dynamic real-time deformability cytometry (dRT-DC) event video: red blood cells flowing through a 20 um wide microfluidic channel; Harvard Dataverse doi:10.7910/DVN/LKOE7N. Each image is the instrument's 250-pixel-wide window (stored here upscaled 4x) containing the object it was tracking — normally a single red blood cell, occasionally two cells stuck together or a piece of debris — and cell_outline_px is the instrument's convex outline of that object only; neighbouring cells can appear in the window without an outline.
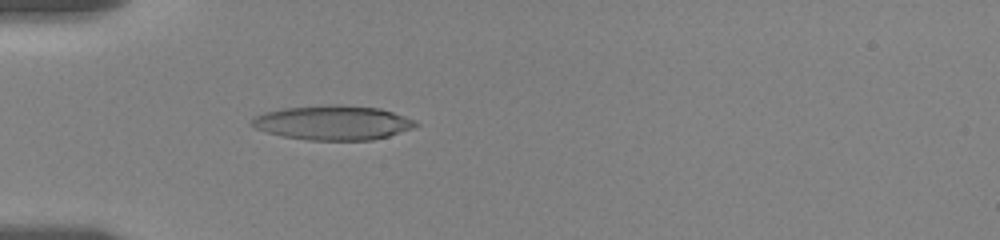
{"species": "human", "species_latin": "Homo sapiens", "temperature_condition": "room temperature", "stored_images_in_passage": 40, "camera_frame_rate_fps": 3000, "um_per_image_px": 0.085, "donor": {"sex": "female"}, "frame": {"image": 1, "passage_image": 1, "time_ms": 0.0, "image_size_px": [1000, 240], "cell_outline_px": [[420, 124], [412, 128], [388, 136], [372, 140], [308, 140], [284, 136], [264, 132], [248, 124], [252, 116], [264, 112], [284, 108], [332, 104], [340, 104], [380, 108], [416, 120]], "centroid_in_image_um": [28.26, 10.42], "position_along_channel_um": 56.7, "area_um2": 33.12}}
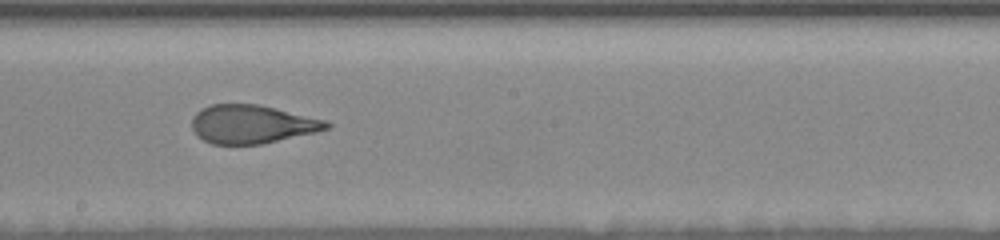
{"frame": {"image": 2, "passage_image": 14, "time_ms": 5.0, "image_size_px": [1000, 240], "cell_outline_px": [[332, 124], [328, 128], [316, 132], [260, 144], [212, 144], [196, 136], [192, 128], [192, 116], [200, 108], [212, 104], [260, 104], [328, 120]], "centroid_in_image_um": [21.41, 10.54], "position_along_channel_um": 226.8, "area_um2": 30.4}}
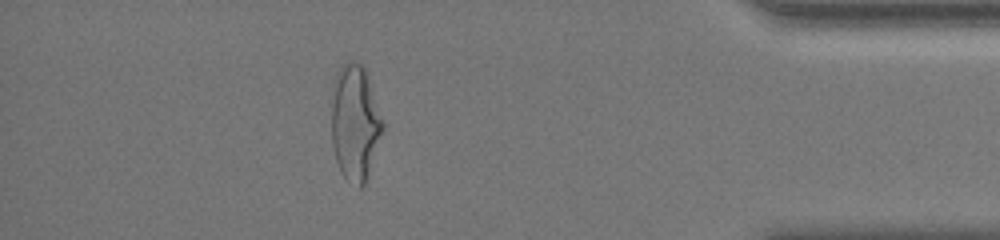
{"frame": {"image": 3, "passage_image": 33, "time_ms": 11.0, "image_size_px": [1000, 240], "cell_outline_px": [[384, 128], [364, 184], [360, 188], [344, 176], [340, 172], [336, 160], [332, 144], [332, 104], [336, 76], [340, 68], [348, 60], [352, 60], [360, 64], [364, 68], [368, 76], [384, 124]], "centroid_in_image_um": [30.18, 10.42], "position_along_channel_um": 405.0, "area_um2": 33.93}, "authors_computed_cell_mechanics": {"area_um2": 32.079, "velocity_mm_per_s": 3.5579, "shape_relaxation_time_tau1_ms": 5.634, "shape_relaxation_time_tau2_ms": 0.8881, "deformation_change_tau1": 0.1792, "deformation_change_tau2": 0.0815}}